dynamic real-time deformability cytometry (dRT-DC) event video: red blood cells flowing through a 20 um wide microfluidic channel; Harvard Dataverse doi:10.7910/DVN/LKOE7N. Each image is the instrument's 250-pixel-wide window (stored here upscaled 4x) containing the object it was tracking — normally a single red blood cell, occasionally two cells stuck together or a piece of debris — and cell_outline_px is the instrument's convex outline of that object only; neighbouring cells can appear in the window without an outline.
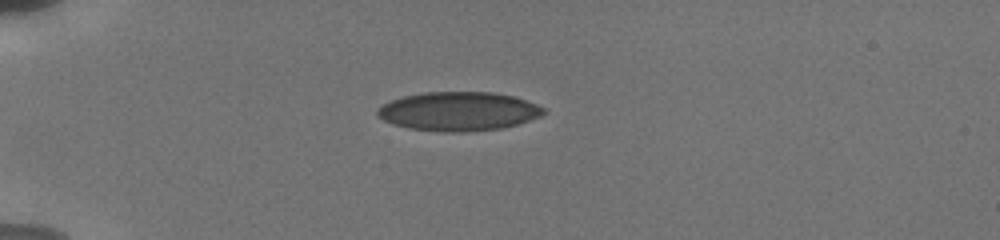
{"species": "human", "species_latin": "Homo sapiens", "temperature_condition": "cold", "stored_images_in_passage": 3, "camera_frame_rate_fps": 3000, "um_per_image_px": 0.085, "donor": {"sex": "male"}, "frame": {"image": 1, "passage_image": 1, "time_ms": 0.0, "image_size_px": [1000, 240], "cell_outline_px": [[548, 112], [540, 116], [516, 124], [500, 128], [464, 132], [444, 132], [408, 128], [392, 124], [376, 116], [376, 108], [392, 100], [404, 96], [424, 92], [492, 92], [512, 96], [536, 104], [544, 108]], "centroid_in_image_um": [38.94, 9.46], "position_along_channel_um": 46.1, "area_um2": 37.57}}
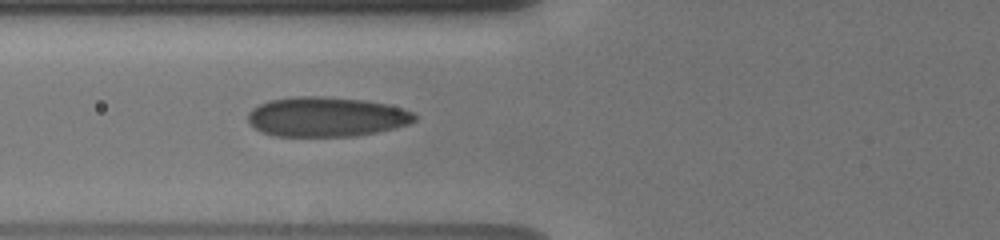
{"frame": {"image": 2, "passage_image": 3, "time_ms": 2.333, "image_size_px": [1000, 240], "cell_outline_px": [[416, 120], [408, 124], [376, 132], [356, 136], [272, 136], [260, 132], [248, 120], [248, 112], [252, 108], [268, 100], [292, 96], [320, 96], [364, 100], [388, 104], [412, 112], [416, 116]], "centroid_in_image_um": [27.7, 9.92], "position_along_channel_um": 98.1, "area_um2": 38.61}}